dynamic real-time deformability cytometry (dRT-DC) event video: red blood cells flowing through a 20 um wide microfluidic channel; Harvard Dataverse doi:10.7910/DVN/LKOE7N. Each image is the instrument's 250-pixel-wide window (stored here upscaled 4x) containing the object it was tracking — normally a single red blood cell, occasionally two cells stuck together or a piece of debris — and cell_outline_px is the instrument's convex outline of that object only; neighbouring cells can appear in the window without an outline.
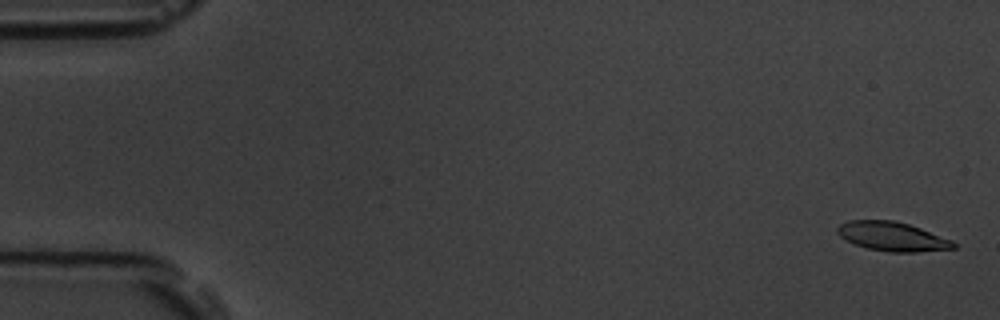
{"species": "common noctule bat (a hibernating species)", "species_latin": "Nyctalus noctula", "temperature_condition": "room temperature", "stored_images_in_passage": 5, "camera_frame_rate_fps": 3000, "um_per_image_px": 0.085, "animal": {"sex": "male", "body_mass_g": 19.5, "forearm_length_mm": 54.6}, "frame": {"image": 1, "passage_image": 1, "time_ms": 0.0, "image_size_px": [1000, 320], "cell_outline_px": [[956, 248], [916, 252], [888, 252], [868, 248], [856, 244], [840, 236], [836, 232], [836, 228], [840, 224], [848, 220], [896, 220], [920, 228], [952, 240], [956, 244]], "centroid_in_image_um": [75.84, 20.09], "position_along_channel_um": 9.2, "area_um2": 19.59}}
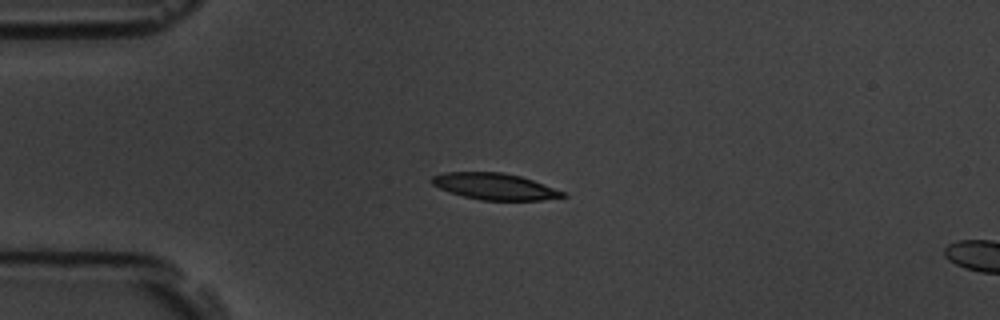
{"frame": {"image": 2, "passage_image": 4, "time_ms": 4.333, "image_size_px": [1000, 320], "cell_outline_px": [[568, 196], [540, 200], [480, 200], [464, 196], [440, 188], [432, 184], [428, 180], [432, 176], [444, 172], [504, 172], [520, 176], [532, 180], [564, 192]], "centroid_in_image_um": [42.01, 15.84], "position_along_channel_um": 43.0, "area_um2": 20.0}}